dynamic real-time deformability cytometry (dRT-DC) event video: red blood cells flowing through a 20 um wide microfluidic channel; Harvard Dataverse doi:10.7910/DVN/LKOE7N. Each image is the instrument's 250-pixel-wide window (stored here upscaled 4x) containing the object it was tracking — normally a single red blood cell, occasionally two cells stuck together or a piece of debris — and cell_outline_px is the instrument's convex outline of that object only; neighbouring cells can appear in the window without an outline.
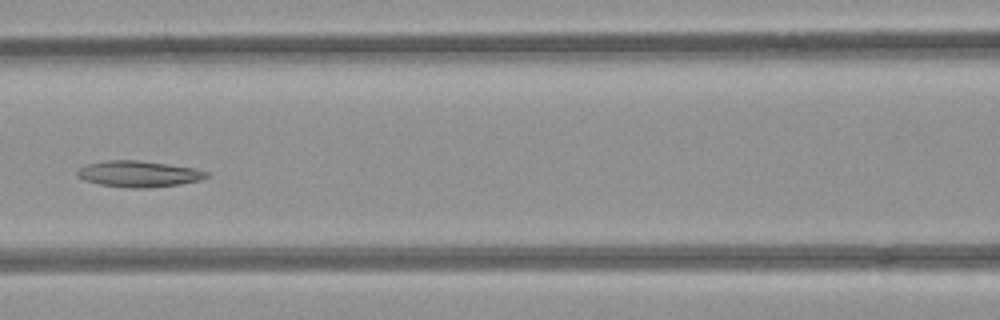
{"species": "common noctule bat (a hibernating species)", "species_latin": "Nyctalus noctula", "temperature_condition": "room temperature", "stored_images_in_passage": 6, "camera_frame_rate_fps": 3000, "um_per_image_px": 0.085, "animal": {"sex": "female", "body_mass_g": 21.9}, "frame": {"image": 1, "passage_image": 6, "time_ms": 1.667, "image_size_px": [1000, 320], "cell_outline_px": [[208, 176], [200, 180], [180, 184], [148, 188], [132, 188], [100, 184], [84, 180], [76, 176], [76, 172], [84, 164], [104, 160], [136, 160], [168, 164], [196, 168], [208, 172]], "centroid_in_image_um": [11.76, 14.77], "position_along_channel_um": 154.8, "area_um2": 19.77}}